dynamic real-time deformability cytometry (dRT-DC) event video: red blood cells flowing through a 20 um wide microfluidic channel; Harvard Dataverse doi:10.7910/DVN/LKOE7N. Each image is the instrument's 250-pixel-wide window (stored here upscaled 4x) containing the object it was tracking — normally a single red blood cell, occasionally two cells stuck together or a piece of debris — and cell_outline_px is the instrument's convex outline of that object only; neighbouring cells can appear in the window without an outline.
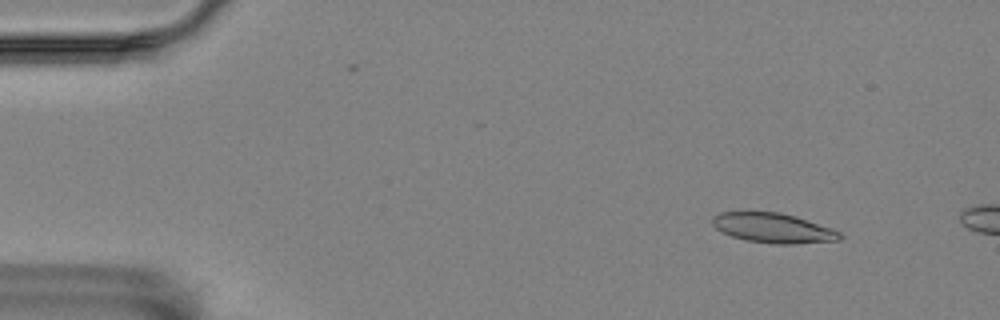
{"species": "Egyptian fruit bat (a non-hibernating species)", "species_latin": "Rousettus aegyptiacus", "temperature_condition": "room temperature", "stored_images_in_passage": 13, "camera_frame_rate_fps": 3000, "um_per_image_px": 0.085, "animal": {"sex": "female"}, "frame": {"image": 1, "passage_image": 6, "time_ms": 1.667, "image_size_px": [1000, 320], "cell_outline_px": [[844, 236], [840, 240], [796, 244], [776, 244], [744, 240], [732, 236], [716, 228], [712, 224], [712, 216], [720, 212], [780, 212], [796, 216], [832, 228], [840, 232]], "centroid_in_image_um": [65.75, 19.38], "position_along_channel_um": 19.3, "area_um2": 22.2}}